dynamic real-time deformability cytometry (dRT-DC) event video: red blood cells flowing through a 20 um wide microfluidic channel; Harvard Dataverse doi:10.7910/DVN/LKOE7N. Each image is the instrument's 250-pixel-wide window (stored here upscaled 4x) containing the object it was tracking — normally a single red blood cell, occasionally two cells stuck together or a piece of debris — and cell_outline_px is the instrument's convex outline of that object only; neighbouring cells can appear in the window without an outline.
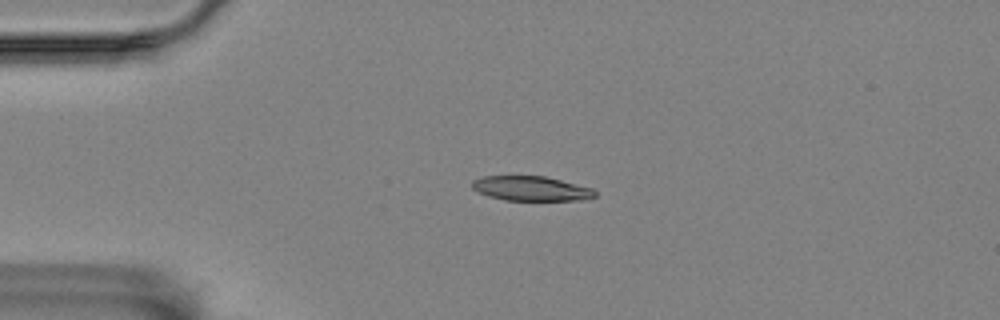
{"species": "Egyptian fruit bat (a non-hibernating species)", "species_latin": "Rousettus aegyptiacus", "temperature_condition": "room temperature", "stored_images_in_passage": 3, "camera_frame_rate_fps": 3000, "um_per_image_px": 0.085, "animal": {"sex": "female"}, "frame": {"image": 1, "passage_image": 1, "time_ms": 0.0, "image_size_px": [1000, 320], "cell_outline_px": [[596, 196], [580, 200], [504, 200], [488, 196], [476, 192], [472, 188], [472, 180], [484, 176], [544, 176], [592, 188], [596, 192]], "centroid_in_image_um": [45.1, 16.02], "position_along_channel_um": 39.9, "area_um2": 17.57}}
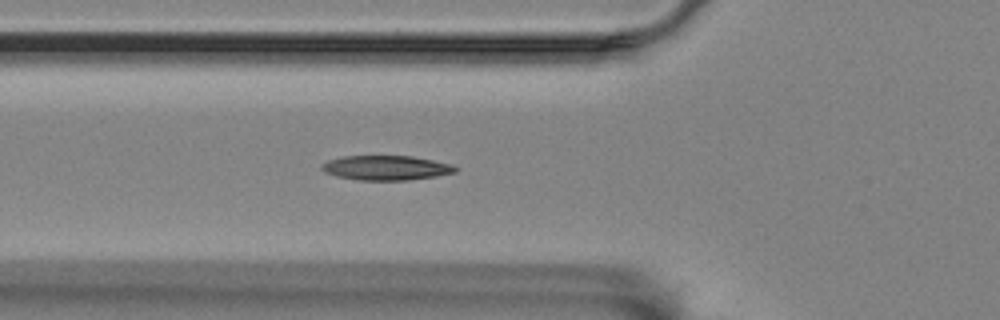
{"frame": {"image": 2, "passage_image": 3, "time_ms": 2.333, "image_size_px": [1000, 320], "cell_outline_px": [[456, 172], [436, 176], [408, 180], [356, 180], [336, 176], [324, 172], [320, 168], [320, 164], [328, 160], [344, 156], [412, 156], [452, 164], [456, 168]], "centroid_in_image_um": [32.77, 14.26], "position_along_channel_um": 93.0, "area_um2": 19.19}}